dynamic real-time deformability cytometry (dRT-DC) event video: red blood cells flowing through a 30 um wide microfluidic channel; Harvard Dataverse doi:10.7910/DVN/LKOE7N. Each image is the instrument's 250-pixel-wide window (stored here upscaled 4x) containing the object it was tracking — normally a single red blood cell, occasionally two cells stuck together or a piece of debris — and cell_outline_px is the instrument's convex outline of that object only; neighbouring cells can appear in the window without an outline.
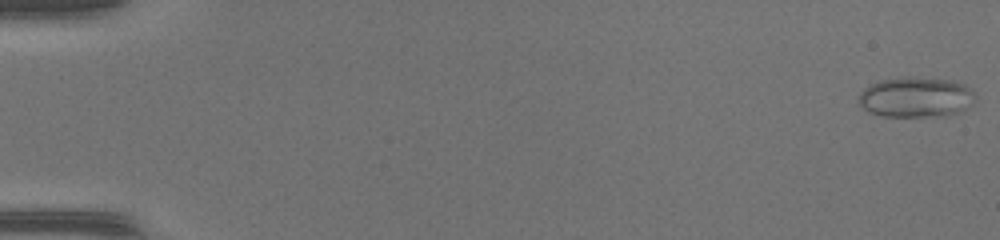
{"species": "common noctule bat (a hibernating species)", "species_latin": "Nyctalus noctula", "temperature_condition": "warm", "stored_images_in_passage": 51, "camera_frame_rate_fps": 3000, "um_per_image_px": 0.085, "animal": {"sex": "female", "body_mass_g": 17.0, "forearm_length_mm": 48.0}, "frame": {"image": 1, "passage_image": 1, "time_ms": 0.0, "image_size_px": [1000, 240], "cell_outline_px": [[976, 96], [972, 104], [960, 112], [944, 116], [884, 116], [868, 112], [860, 104], [860, 92], [864, 88], [880, 80], [908, 76], [952, 80], [964, 84], [972, 88]], "centroid_in_image_um": [77.9, 8.25], "position_along_channel_um": 7.1, "area_um2": 27.51}}
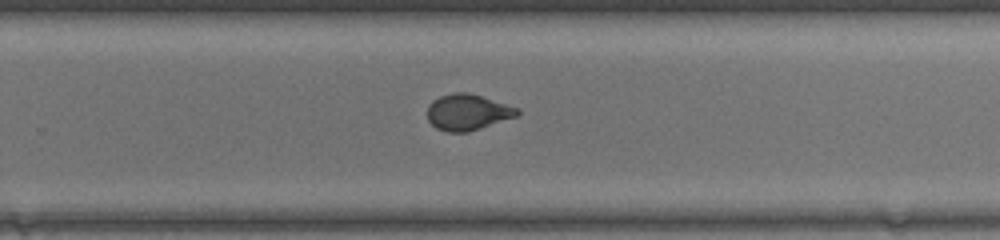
{"frame": {"image": 2, "passage_image": 34, "time_ms": 11.0, "image_size_px": [1000, 240], "cell_outline_px": [[520, 112], [516, 116], [468, 132], [448, 132], [436, 128], [428, 120], [428, 104], [432, 100], [440, 96], [452, 92], [468, 92], [520, 108]], "centroid_in_image_um": [39.73, 9.52], "position_along_channel_um": 290.1, "area_um2": 18.84}}
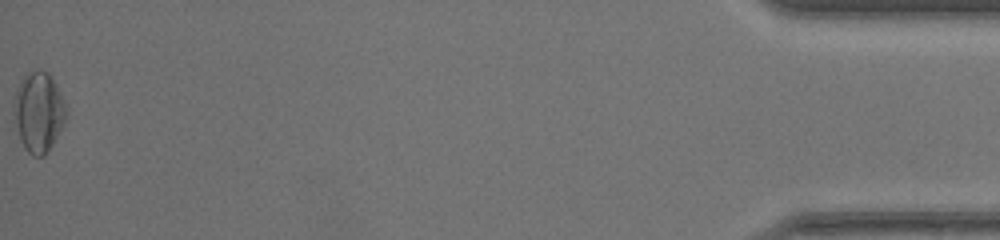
{"frame": {"image": 3, "passage_image": 51, "time_ms": 16.667, "image_size_px": [1000, 240], "cell_outline_px": [[64, 120], [52, 144], [44, 156], [32, 156], [24, 148], [20, 136], [16, 120], [16, 92], [20, 80], [28, 72], [36, 68], [48, 72], [64, 104]], "centroid_in_image_um": [3.27, 9.5], "position_along_channel_um": 431.9, "area_um2": 23.06}, "authors_computed_cell_mechanics": {"area_um2": 19.8832, "velocity_mm_per_s": 4.1862, "shape_relaxation_time_tau1_ms": null, "shape_relaxation_time_tau2_ms": 0.5612, "deformation_change_tau1": null, "deformation_change_tau2": 0.043}}